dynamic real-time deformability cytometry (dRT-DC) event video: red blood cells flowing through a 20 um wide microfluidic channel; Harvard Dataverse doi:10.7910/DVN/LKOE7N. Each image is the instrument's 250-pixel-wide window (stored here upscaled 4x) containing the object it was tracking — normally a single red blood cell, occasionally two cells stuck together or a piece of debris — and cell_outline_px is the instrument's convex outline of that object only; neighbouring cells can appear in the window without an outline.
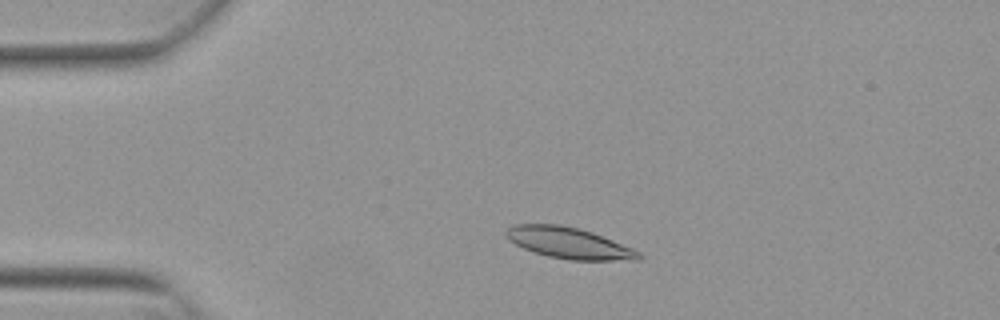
{"species": "Egyptian fruit bat (a non-hibernating species)", "species_latin": "Rousettus aegyptiacus", "temperature_condition": "warm", "stored_images_in_passage": 43, "camera_frame_rate_fps": 3000, "um_per_image_px": 0.085, "animal": {"sex": "female"}, "frame": {"image": 1, "passage_image": 1, "time_ms": 0.0, "image_size_px": [1000, 320], "cell_outline_px": [[644, 256], [640, 260], [568, 260], [548, 256], [532, 252], [508, 240], [504, 232], [512, 224], [560, 224], [580, 228], [592, 232], [632, 248], [640, 252]], "centroid_in_image_um": [48.35, 20.65], "position_along_channel_um": 36.7, "area_um2": 24.22}}
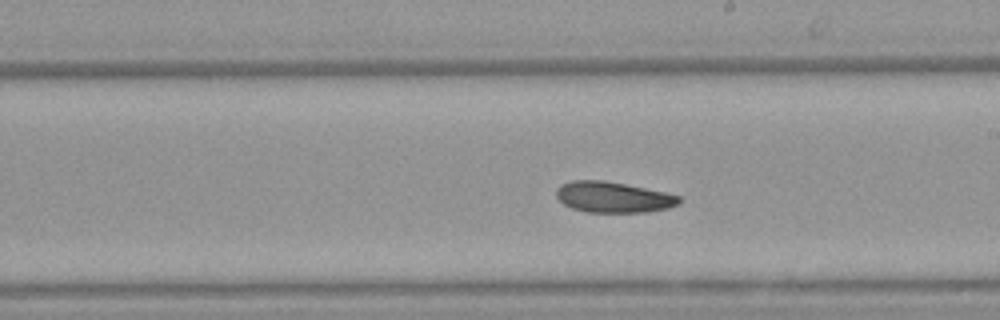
{"frame": {"image": 2, "passage_image": 20, "time_ms": 6.333, "image_size_px": [1000, 320], "cell_outline_px": [[680, 200], [676, 204], [668, 208], [648, 212], [588, 212], [572, 208], [564, 204], [556, 196], [556, 188], [560, 184], [572, 180], [604, 180], [664, 192], [680, 196]], "centroid_in_image_um": [52.08, 16.75], "position_along_channel_um": 236.9, "area_um2": 21.91}}
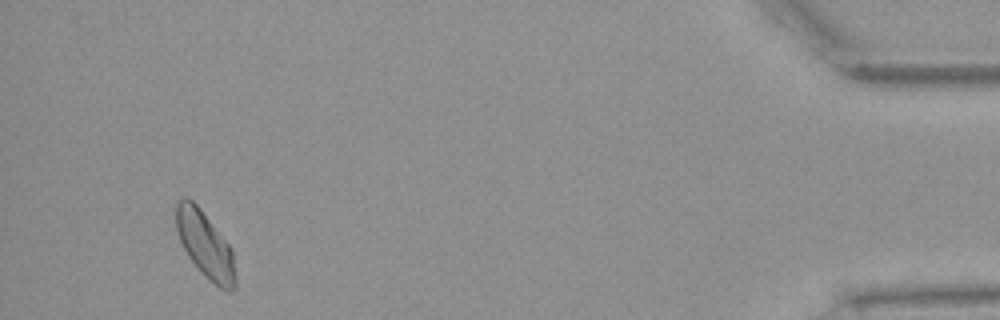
{"frame": {"image": 3, "passage_image": 40, "time_ms": 13.0, "image_size_px": [1000, 320], "cell_outline_px": [[236, 284], [232, 288], [220, 288], [204, 276], [188, 256], [180, 240], [176, 228], [176, 200], [184, 196], [188, 196], [200, 208], [232, 248], [236, 276]], "centroid_in_image_um": [17.42, 20.76], "position_along_channel_um": 417.8, "area_um2": 22.77}}